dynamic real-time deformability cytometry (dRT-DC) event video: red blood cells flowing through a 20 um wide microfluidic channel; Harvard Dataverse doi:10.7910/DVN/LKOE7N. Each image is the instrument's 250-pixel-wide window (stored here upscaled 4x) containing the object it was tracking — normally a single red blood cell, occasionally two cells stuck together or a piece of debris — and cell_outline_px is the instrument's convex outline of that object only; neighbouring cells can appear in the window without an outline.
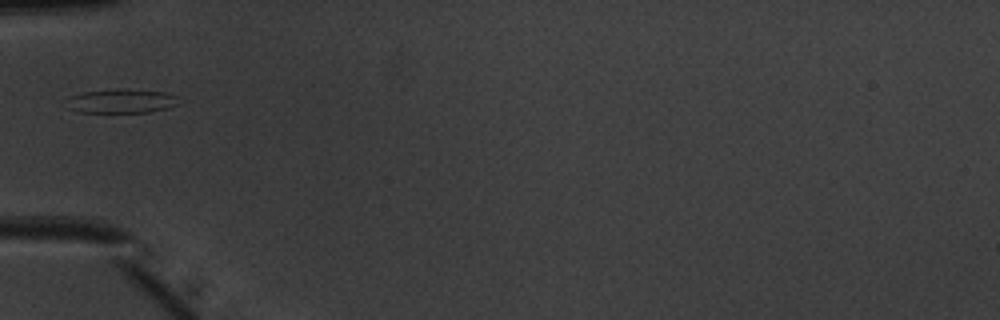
{"species": "common noctule bat (a hibernating species)", "species_latin": "Nyctalus noctula", "temperature_condition": "warm", "stored_images_in_passage": 27, "camera_frame_rate_fps": 3000, "um_per_image_px": 0.085, "animal": {"sex": "male", "body_mass_g": 20.1, "forearm_length_mm": 53.5}, "frame": {"image": 1, "passage_image": 1, "time_ms": 0.0, "image_size_px": [1000, 320], "cell_outline_px": [[180, 104], [168, 108], [148, 112], [76, 112], [68, 108], [68, 96], [84, 92], [116, 88], [120, 88], [164, 92], [180, 96]], "centroid_in_image_um": [10.36, 8.58], "position_along_channel_um": 74.6, "area_um2": 16.01}}
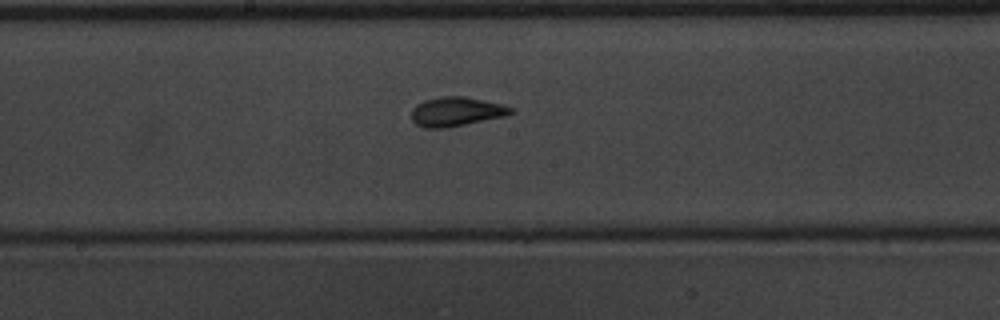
{"frame": {"image": 2, "passage_image": 11, "time_ms": 3.333, "image_size_px": [1000, 320], "cell_outline_px": [[516, 112], [504, 116], [444, 128], [424, 128], [416, 124], [412, 120], [412, 108], [416, 104], [424, 100], [440, 96], [464, 96], [504, 104], [516, 108]], "centroid_in_image_um": [38.8, 9.47], "position_along_channel_um": 209.4, "area_um2": 17.05}}
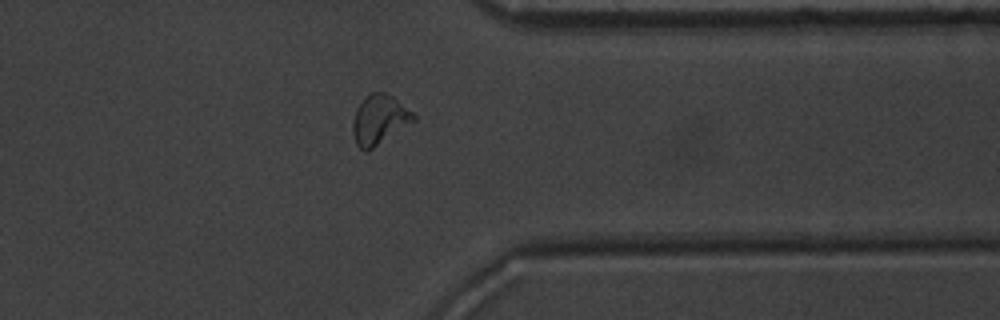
{"frame": {"image": 3, "passage_image": 24, "time_ms": 7.667, "image_size_px": [1000, 320], "cell_outline_px": [[416, 120], [372, 148], [364, 152], [356, 144], [352, 132], [352, 124], [356, 108], [372, 92], [384, 92], [392, 96], [412, 112], [416, 116]], "centroid_in_image_um": [32.23, 10.18], "position_along_channel_um": 379.2, "area_um2": 17.17}, "authors_computed_cell_mechanics": {"area_um2": 16.0106, "velocity_mm_per_s": 4.0182, "shape_relaxation_time_tau1_ms": 3.4562, "shape_relaxation_time_tau2_ms": 1.1051, "deformation_change_tau1": 0.1427, "deformation_change_tau2": 0.0818}}